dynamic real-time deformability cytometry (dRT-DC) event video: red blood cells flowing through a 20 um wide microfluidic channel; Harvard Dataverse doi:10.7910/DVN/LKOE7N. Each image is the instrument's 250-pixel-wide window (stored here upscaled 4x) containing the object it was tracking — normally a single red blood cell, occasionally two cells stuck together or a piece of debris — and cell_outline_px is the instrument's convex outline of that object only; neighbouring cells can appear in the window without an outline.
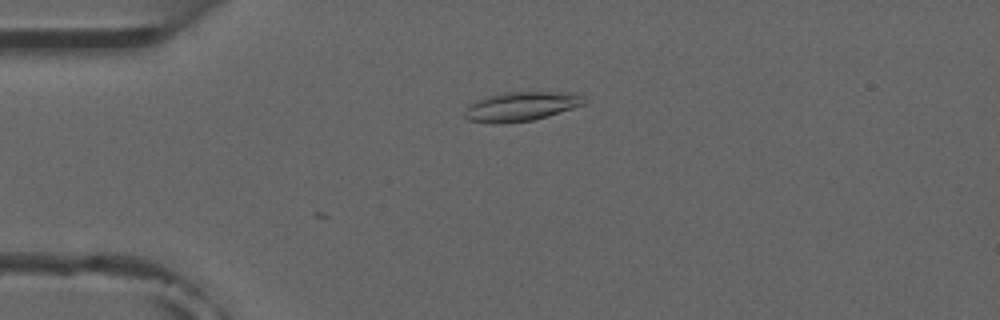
{"species": "common noctule bat (a hibernating species)", "species_latin": "Nyctalus noctula", "temperature_condition": "room temperature", "stored_images_in_passage": 4, "camera_frame_rate_fps": 3000, "um_per_image_px": 0.085, "animal": {"sex": "male", "forearm_length_mm": 52.5}, "frame": {"image": 1, "passage_image": 3, "time_ms": 2.333, "image_size_px": [1000, 320], "cell_outline_px": [[588, 100], [584, 104], [548, 116], [532, 120], [500, 124], [492, 124], [468, 120], [464, 116], [464, 112], [468, 104], [476, 100], [488, 96], [504, 92], [572, 92], [584, 96]], "centroid_in_image_um": [44.28, 9.05], "position_along_channel_um": 40.7, "area_um2": 20.58}}